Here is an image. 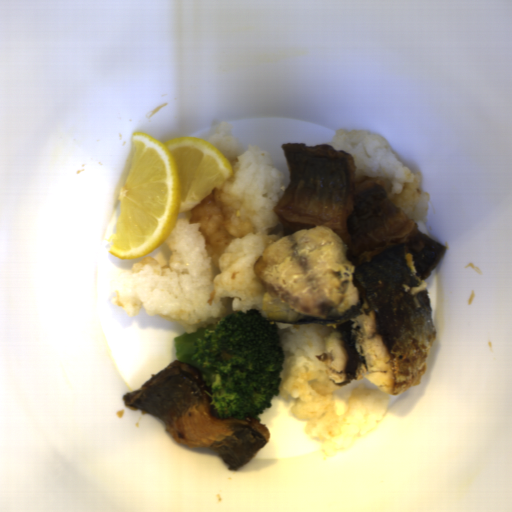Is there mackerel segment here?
I'll list each match as a JSON object with an SVG mask.
<instances>
[{"instance_id":"mackerel-segment-1","label":"mackerel segment","mask_w":512,"mask_h":512,"mask_svg":"<svg viewBox=\"0 0 512 512\" xmlns=\"http://www.w3.org/2000/svg\"><path fill=\"white\" fill-rule=\"evenodd\" d=\"M290 185L273 208L287 236L256 260L268 320L331 327L319 362L336 386L358 378L397 395L420 384L436 335L425 280L446 247L358 177L351 152L281 145Z\"/></svg>"},{"instance_id":"mackerel-segment-2","label":"mackerel segment","mask_w":512,"mask_h":512,"mask_svg":"<svg viewBox=\"0 0 512 512\" xmlns=\"http://www.w3.org/2000/svg\"><path fill=\"white\" fill-rule=\"evenodd\" d=\"M125 405L164 421L172 440L190 448H210L236 471L269 441L267 426L253 416L218 420L200 368L183 360L168 364L140 390L127 392Z\"/></svg>"}]
</instances>
